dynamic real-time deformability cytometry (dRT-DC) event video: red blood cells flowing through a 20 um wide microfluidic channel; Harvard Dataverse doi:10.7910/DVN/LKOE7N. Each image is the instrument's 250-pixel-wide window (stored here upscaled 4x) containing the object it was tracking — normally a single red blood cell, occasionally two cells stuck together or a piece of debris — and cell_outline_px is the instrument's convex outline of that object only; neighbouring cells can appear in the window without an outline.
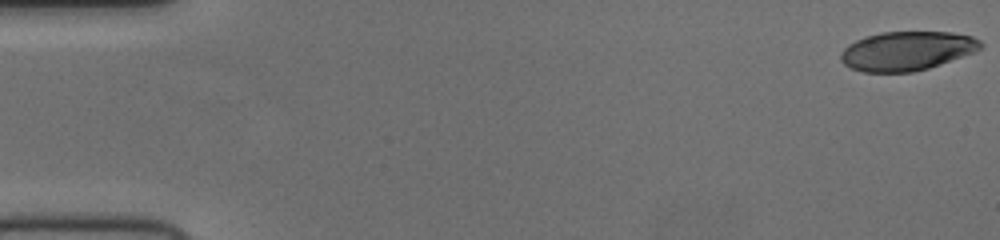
{"species": "human", "species_latin": "Homo sapiens", "temperature_condition": "cold", "stored_images_in_passage": 53, "camera_frame_rate_fps": 3000, "um_per_image_px": 0.085, "donor": {"sex": "female"}, "frame": {"image": 1, "passage_image": 1, "time_ms": 0.0, "image_size_px": [1000, 240], "cell_outline_px": [[984, 44], [976, 52], [928, 68], [912, 72], [864, 72], [852, 68], [844, 64], [840, 60], [840, 56], [844, 48], [848, 44], [864, 36], [880, 32], [952, 32], [972, 36], [980, 40]], "centroid_in_image_um": [77.09, 4.32], "position_along_channel_um": 7.9, "area_um2": 31.96}}
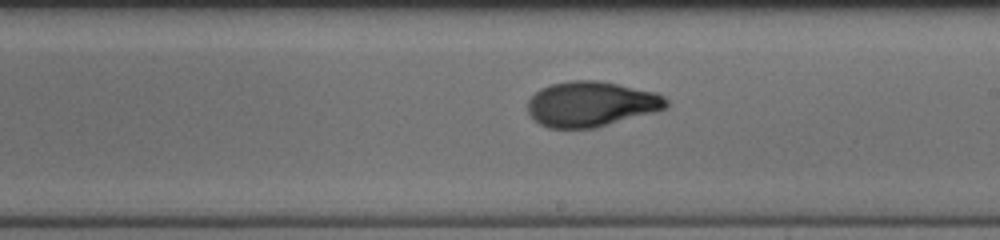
{"frame": {"image": 2, "passage_image": 31, "time_ms": 10.0, "image_size_px": [1000, 240], "cell_outline_px": [[668, 108], [596, 128], [548, 128], [540, 124], [528, 112], [528, 100], [540, 88], [548, 84], [572, 80], [600, 80], [656, 92], [664, 96], [668, 100]], "centroid_in_image_um": [50.26, 8.83], "position_along_channel_um": 238.7, "area_um2": 36.7}}
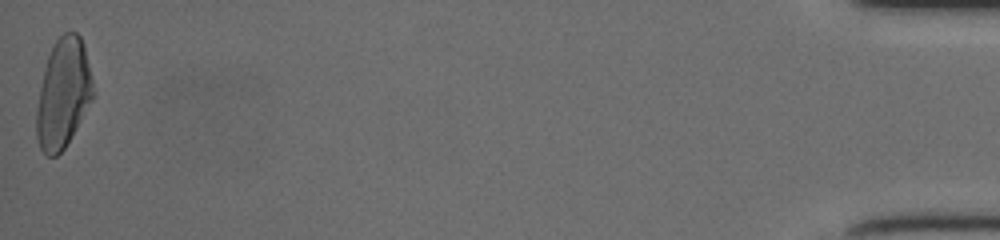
{"frame": {"image": 3, "passage_image": 53, "time_ms": 17.333, "image_size_px": [1000, 240], "cell_outline_px": [[92, 100], [64, 148], [56, 156], [48, 156], [40, 148], [36, 136], [36, 112], [40, 88], [44, 68], [48, 56], [56, 40], [64, 32], [76, 32], [80, 36], [84, 44], [92, 76]], "centroid_in_image_um": [5.36, 7.93], "position_along_channel_um": 429.8, "area_um2": 35.6}}